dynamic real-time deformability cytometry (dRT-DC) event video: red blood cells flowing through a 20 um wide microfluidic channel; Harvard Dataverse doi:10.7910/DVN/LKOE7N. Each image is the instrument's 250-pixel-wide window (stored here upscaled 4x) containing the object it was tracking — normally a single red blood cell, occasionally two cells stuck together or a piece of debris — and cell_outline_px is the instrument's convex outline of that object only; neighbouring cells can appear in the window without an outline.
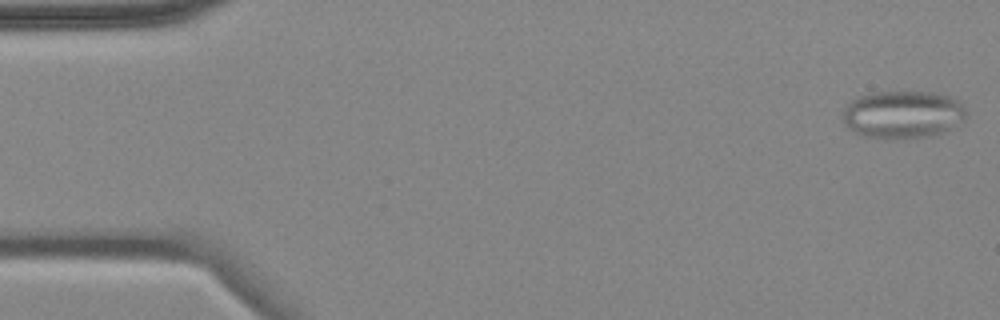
{"species": "common noctule bat (a hibernating species)", "species_latin": "Nyctalus noctula", "temperature_condition": "cold", "stored_images_in_passage": 5, "camera_frame_rate_fps": 3000, "um_per_image_px": 0.085, "animal": {"sex": "female", "body_mass_g": 18.4}, "frame": {"image": 1, "passage_image": 1, "time_ms": 0.0, "image_size_px": [1000, 320], "cell_outline_px": [[968, 112], [964, 116], [948, 128], [940, 132], [924, 136], [896, 140], [884, 140], [864, 136], [848, 128], [844, 124], [844, 108], [852, 100], [860, 96], [872, 92], [932, 92], [948, 96], [960, 100], [964, 104]], "centroid_in_image_um": [76.7, 9.73], "position_along_channel_um": 8.3, "area_um2": 34.16}}